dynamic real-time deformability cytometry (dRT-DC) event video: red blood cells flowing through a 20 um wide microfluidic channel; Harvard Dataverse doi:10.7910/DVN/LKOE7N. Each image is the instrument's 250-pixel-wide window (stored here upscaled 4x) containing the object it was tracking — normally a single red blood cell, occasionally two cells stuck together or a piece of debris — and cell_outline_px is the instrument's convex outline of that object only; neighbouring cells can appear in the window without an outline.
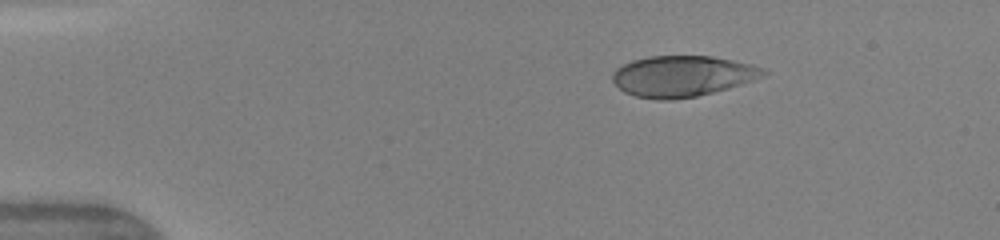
{"species": "human", "species_latin": "Homo sapiens", "temperature_condition": "warm", "stored_images_in_passage": 41, "camera_frame_rate_fps": 3000, "um_per_image_px": 0.085, "donor": {"sex": "female"}, "frame": {"image": 1, "passage_image": 1, "time_ms": 0.0, "image_size_px": [1000, 240], "cell_outline_px": [[768, 72], [752, 80], [728, 88], [696, 96], [672, 100], [656, 100], [636, 96], [624, 92], [612, 80], [612, 72], [616, 68], [632, 60], [648, 56], [712, 56], [752, 64], [764, 68]], "centroid_in_image_um": [57.96, 6.47], "position_along_channel_um": 27.0, "area_um2": 35.84}}
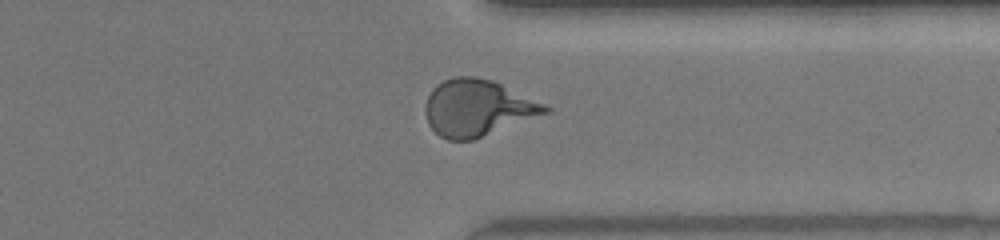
{"frame": {"image": 2, "passage_image": 31, "time_ms": 10.0, "image_size_px": [1000, 240], "cell_outline_px": [[552, 112], [472, 140], [448, 140], [440, 136], [428, 124], [424, 108], [428, 96], [432, 88], [436, 84], [452, 76], [476, 76], [492, 80], [544, 104], [552, 108]], "centroid_in_image_um": [40.58, 9.17], "position_along_channel_um": 370.8, "area_um2": 39.48}}
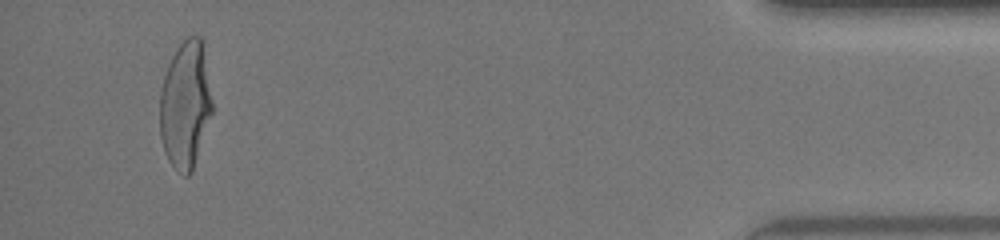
{"frame": {"image": 3, "passage_image": 39, "time_ms": 12.667, "image_size_px": [1000, 240], "cell_outline_px": [[212, 112], [192, 172], [188, 176], [184, 176], [176, 172], [168, 160], [160, 136], [160, 92], [164, 76], [168, 64], [176, 48], [188, 36], [200, 36], [204, 40], [212, 100]], "centroid_in_image_um": [15.77, 8.88], "position_along_channel_um": 419.4, "area_um2": 39.25}, "authors_computed_cell_mechanics": {"area_um2": 38.0902, "velocity_mm_per_s": 4.1905, "shape_relaxation_time_tau1_ms": 4.5639, "shape_relaxation_time_tau2_ms": null, "deformation_change_tau1": 0.2266, "deformation_change_tau2": null}}